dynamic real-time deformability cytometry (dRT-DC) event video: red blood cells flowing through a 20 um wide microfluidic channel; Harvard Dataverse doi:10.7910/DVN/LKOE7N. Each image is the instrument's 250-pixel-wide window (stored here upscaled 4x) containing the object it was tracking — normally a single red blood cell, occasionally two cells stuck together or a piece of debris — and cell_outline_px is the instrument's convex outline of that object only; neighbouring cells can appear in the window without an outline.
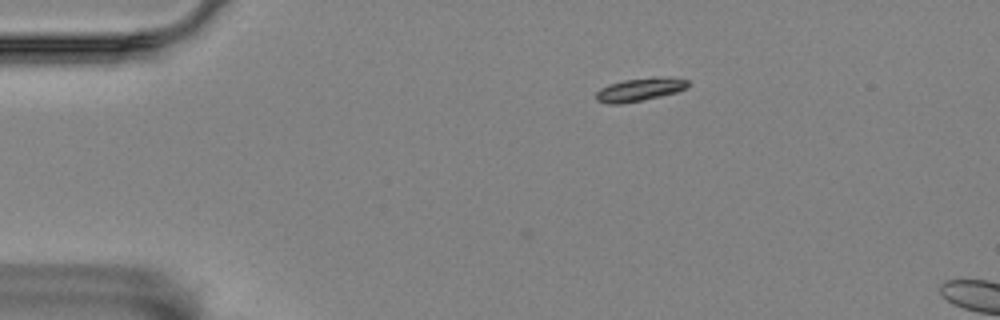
{"species": "Egyptian fruit bat (a non-hibernating species)", "species_latin": "Rousettus aegyptiacus", "temperature_condition": "room temperature", "stored_images_in_passage": 2, "camera_frame_rate_fps": 3000, "um_per_image_px": 0.085, "animal": {"sex": "female"}, "frame": {"image": 1, "passage_image": 2, "time_ms": 0.333, "image_size_px": [1000, 320], "cell_outline_px": [[688, 84], [684, 88], [676, 92], [660, 96], [620, 104], [608, 104], [596, 100], [596, 92], [600, 88], [608, 84], [624, 80], [652, 76], [672, 76], [688, 80]], "centroid_in_image_um": [54.37, 7.58], "position_along_channel_um": 30.6, "area_um2": 12.48}}